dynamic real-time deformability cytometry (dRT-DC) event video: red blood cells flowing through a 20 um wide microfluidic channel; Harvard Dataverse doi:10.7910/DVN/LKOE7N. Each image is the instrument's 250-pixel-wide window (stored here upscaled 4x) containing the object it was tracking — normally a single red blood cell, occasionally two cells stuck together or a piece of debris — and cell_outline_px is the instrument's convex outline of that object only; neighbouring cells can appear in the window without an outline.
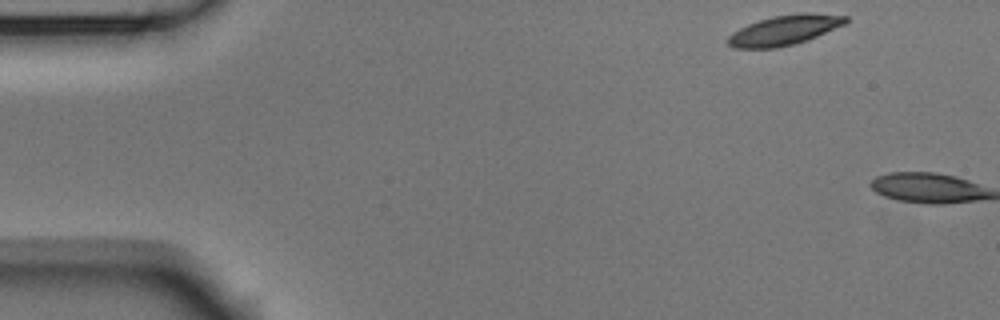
{"species": "Egyptian fruit bat (a non-hibernating species)", "species_latin": "Rousettus aegyptiacus", "temperature_condition": "room temperature", "stored_images_in_passage": 2, "camera_frame_rate_fps": 3000, "um_per_image_px": 0.085, "animal": {"sex": "male"}, "frame": {"image": 1, "passage_image": 1, "time_ms": 0.0, "image_size_px": [1000, 320], "cell_outline_px": [[848, 20], [844, 24], [816, 36], [792, 44], [776, 48], [732, 48], [728, 44], [728, 36], [732, 32], [748, 24], [772, 16], [800, 12], [808, 12], [848, 16]], "centroid_in_image_um": [66.65, 2.55], "position_along_channel_um": 18.4, "area_um2": 20.29}}